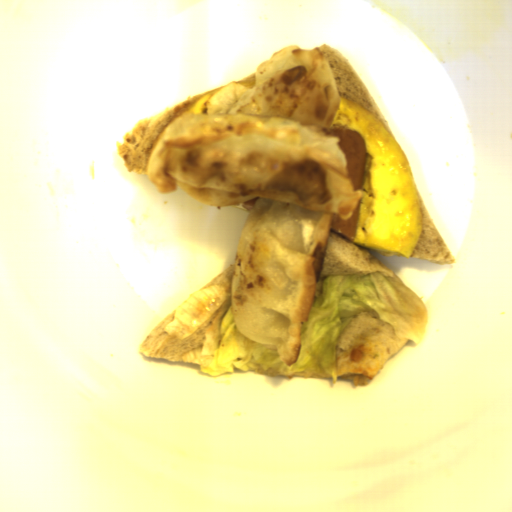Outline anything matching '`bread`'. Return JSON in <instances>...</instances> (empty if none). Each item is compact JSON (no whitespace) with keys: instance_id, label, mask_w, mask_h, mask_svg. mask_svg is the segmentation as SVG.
<instances>
[{"instance_id":"4","label":"bread","mask_w":512,"mask_h":512,"mask_svg":"<svg viewBox=\"0 0 512 512\" xmlns=\"http://www.w3.org/2000/svg\"><path fill=\"white\" fill-rule=\"evenodd\" d=\"M396 274L371 255L368 249L329 231L319 279L342 274ZM399 280V279H398Z\"/></svg>"},{"instance_id":"5","label":"bread","mask_w":512,"mask_h":512,"mask_svg":"<svg viewBox=\"0 0 512 512\" xmlns=\"http://www.w3.org/2000/svg\"><path fill=\"white\" fill-rule=\"evenodd\" d=\"M326 57L334 76L339 97L362 105L395 139L393 131L354 67L328 44L317 47Z\"/></svg>"},{"instance_id":"2","label":"bread","mask_w":512,"mask_h":512,"mask_svg":"<svg viewBox=\"0 0 512 512\" xmlns=\"http://www.w3.org/2000/svg\"><path fill=\"white\" fill-rule=\"evenodd\" d=\"M234 265L235 263L200 289L203 290L208 287L219 286L226 291V300L191 335L180 339L178 336L170 335L164 331L165 327L174 321L176 308L156 325L143 341L138 352L144 358L165 362L186 363V357L191 351L202 349L204 337L213 320L224 315L232 307V276Z\"/></svg>"},{"instance_id":"6","label":"bread","mask_w":512,"mask_h":512,"mask_svg":"<svg viewBox=\"0 0 512 512\" xmlns=\"http://www.w3.org/2000/svg\"><path fill=\"white\" fill-rule=\"evenodd\" d=\"M416 191L421 209V234L410 257L429 263L451 264L455 260L431 218L417 188Z\"/></svg>"},{"instance_id":"1","label":"bread","mask_w":512,"mask_h":512,"mask_svg":"<svg viewBox=\"0 0 512 512\" xmlns=\"http://www.w3.org/2000/svg\"><path fill=\"white\" fill-rule=\"evenodd\" d=\"M408 342L396 336L391 325L382 322L373 313H357L339 340L336 379L357 385L370 382L377 370Z\"/></svg>"},{"instance_id":"7","label":"bread","mask_w":512,"mask_h":512,"mask_svg":"<svg viewBox=\"0 0 512 512\" xmlns=\"http://www.w3.org/2000/svg\"><path fill=\"white\" fill-rule=\"evenodd\" d=\"M257 75H258V70L235 83H239L244 86H247L251 90L256 84Z\"/></svg>"},{"instance_id":"3","label":"bread","mask_w":512,"mask_h":512,"mask_svg":"<svg viewBox=\"0 0 512 512\" xmlns=\"http://www.w3.org/2000/svg\"><path fill=\"white\" fill-rule=\"evenodd\" d=\"M225 86L189 97L159 114L140 120L133 126L117 146V155L123 160L128 172L148 176V161L162 131L173 120L188 112L196 101L210 93L219 92Z\"/></svg>"}]
</instances>
